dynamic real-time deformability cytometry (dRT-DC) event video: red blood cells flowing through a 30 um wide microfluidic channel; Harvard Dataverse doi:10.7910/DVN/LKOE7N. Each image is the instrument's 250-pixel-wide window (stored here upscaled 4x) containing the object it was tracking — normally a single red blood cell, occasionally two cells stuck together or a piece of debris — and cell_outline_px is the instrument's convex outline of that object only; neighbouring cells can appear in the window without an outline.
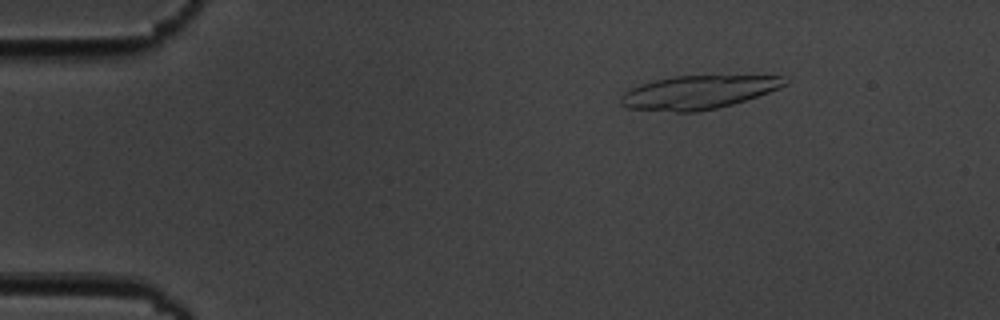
{"species": "common noctule bat (a hibernating species)", "species_latin": "Nyctalus noctula", "temperature_condition": "cold", "stored_images_in_passage": 8, "camera_frame_rate_fps": 3000, "um_per_image_px": 0.085, "animal": {"sex": "male", "body_mass_g": 19.5, "forearm_length_mm": 54.6}, "frame": {"image": 1, "passage_image": 3, "time_ms": 2.0, "image_size_px": [1000, 320], "cell_outline_px": [[788, 84], [780, 88], [732, 104], [716, 108], [696, 112], [676, 112], [628, 108], [620, 104], [620, 96], [628, 88], [640, 84], [672, 76], [788, 76]], "centroid_in_image_um": [59.33, 7.84], "position_along_channel_um": 25.7, "area_um2": 31.91}}